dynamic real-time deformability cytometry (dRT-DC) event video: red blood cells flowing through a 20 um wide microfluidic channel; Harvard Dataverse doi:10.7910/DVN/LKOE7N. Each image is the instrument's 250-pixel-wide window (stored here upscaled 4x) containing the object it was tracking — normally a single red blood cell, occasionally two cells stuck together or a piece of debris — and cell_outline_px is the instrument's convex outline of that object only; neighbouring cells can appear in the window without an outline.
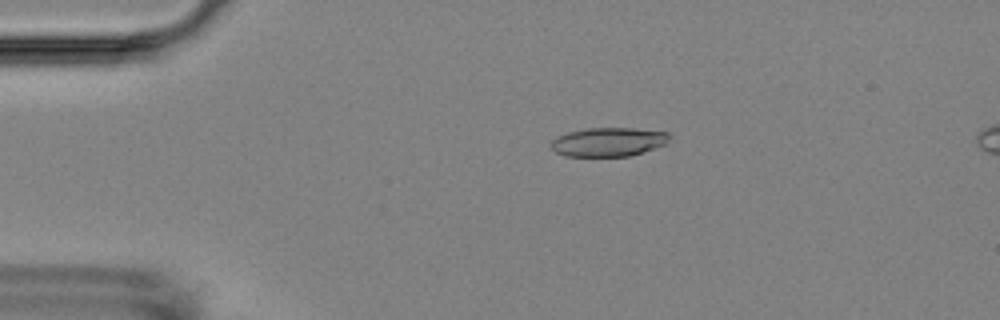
{"species": "Egyptian fruit bat (a non-hibernating species)", "species_latin": "Rousettus aegyptiacus", "temperature_condition": "room temperature", "stored_images_in_passage": 8, "camera_frame_rate_fps": 3000, "um_per_image_px": 0.085, "animal": {"sex": "female"}, "frame": {"image": 1, "passage_image": 3, "time_ms": 2.667, "image_size_px": [1000, 320], "cell_outline_px": [[672, 136], [664, 144], [628, 156], [564, 156], [556, 152], [552, 148], [552, 140], [556, 136], [568, 132], [588, 128], [632, 128], [668, 132]], "centroid_in_image_um": [51.69, 12.05], "position_along_channel_um": 33.3, "area_um2": 19.71}}
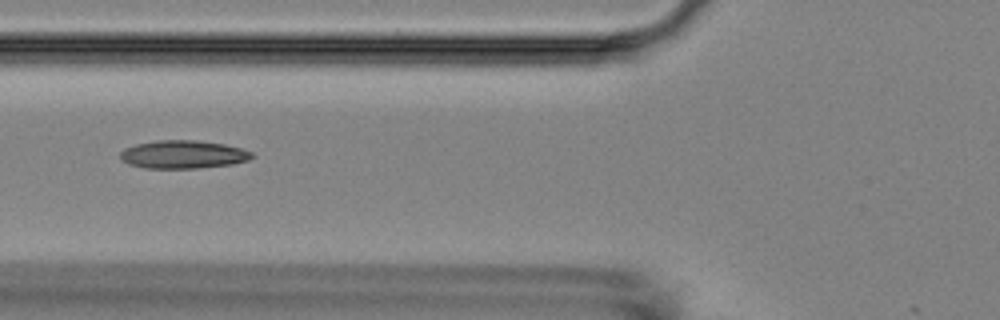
{"frame": {"image": 2, "passage_image": 5, "time_ms": 6.0, "image_size_px": [1000, 320], "cell_outline_px": [[256, 156], [248, 160], [232, 164], [196, 168], [144, 168], [128, 164], [120, 156], [120, 152], [124, 148], [136, 144], [156, 140], [196, 140], [224, 144], [240, 148], [252, 152]], "centroid_in_image_um": [15.57, 13.12], "position_along_channel_um": 110.2, "area_um2": 21.56}}
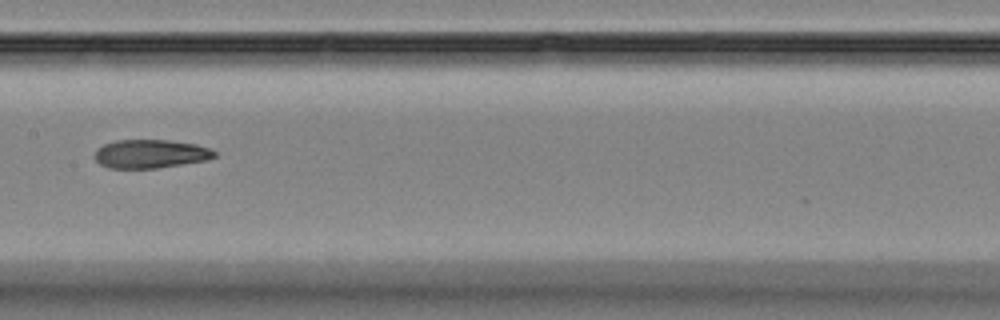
{"frame": {"image": 3, "passage_image": 7, "time_ms": 8.333, "image_size_px": [1000, 320], "cell_outline_px": [[216, 156], [208, 160], [156, 168], [108, 168], [100, 164], [92, 156], [96, 148], [104, 144], [116, 140], [168, 140], [196, 144], [212, 148], [216, 152]], "centroid_in_image_um": [12.78, 13.07], "position_along_channel_um": 194.6, "area_um2": 20.17}}